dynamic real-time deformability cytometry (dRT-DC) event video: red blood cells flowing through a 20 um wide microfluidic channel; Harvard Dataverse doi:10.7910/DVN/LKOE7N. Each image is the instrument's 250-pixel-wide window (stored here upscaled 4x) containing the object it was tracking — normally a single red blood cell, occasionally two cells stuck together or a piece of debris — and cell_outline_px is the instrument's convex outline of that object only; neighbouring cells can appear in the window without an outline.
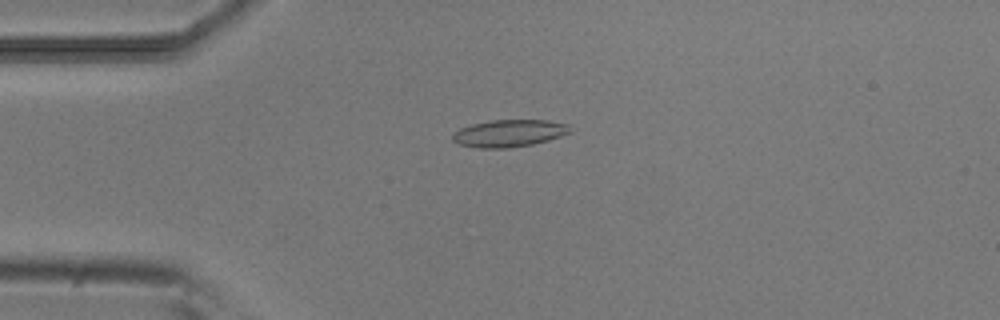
{"species": "common noctule bat (a hibernating species)", "species_latin": "Nyctalus noctula", "temperature_condition": "room temperature", "stored_images_in_passage": 53, "camera_frame_rate_fps": 3000, "um_per_image_px": 0.085, "animal": {"sex": "male", "body_mass_g": 20.5, "forearm_length_mm": 52.5}, "frame": {"image": 1, "passage_image": 13, "time_ms": 4.0, "image_size_px": [1000, 320], "cell_outline_px": [[572, 132], [548, 140], [532, 144], [508, 148], [480, 148], [460, 144], [452, 140], [452, 132], [460, 128], [472, 124], [488, 120], [548, 120], [568, 124]], "centroid_in_image_um": [43.26, 11.32], "position_along_channel_um": 41.7, "area_um2": 18.67}}
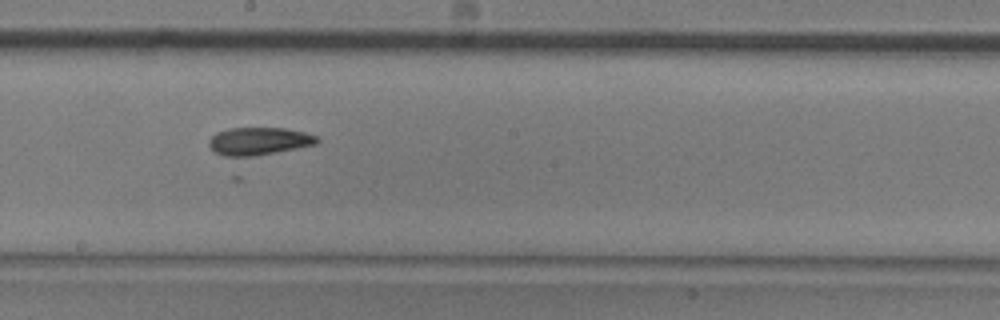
{"frame": {"image": 2, "passage_image": 29, "time_ms": 9.333, "image_size_px": [1000, 320], "cell_outline_px": [[320, 140], [316, 144], [240, 160], [232, 160], [212, 152], [208, 144], [208, 140], [216, 132], [228, 128], [284, 128], [304, 132], [320, 136]], "centroid_in_image_um": [21.92, 12.05], "position_along_channel_um": 226.3, "area_um2": 18.44}}
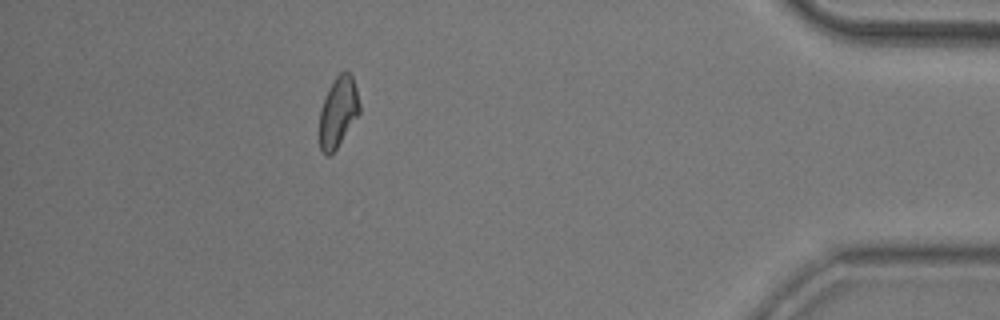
{"frame": {"image": 3, "passage_image": 47, "time_ms": 15.333, "image_size_px": [1000, 320], "cell_outline_px": [[360, 112], [336, 148], [328, 156], [324, 156], [320, 148], [320, 108], [328, 88], [336, 76], [344, 68], [352, 72], [360, 104]], "centroid_in_image_um": [28.75, 9.45], "position_along_channel_um": 406.5, "area_um2": 16.53}, "authors_computed_cell_mechanics": {"area_um2": 17.6868, "velocity_mm_per_s": 3.862, "shape_relaxation_time_tau1_ms": 6.8849, "shape_relaxation_time_tau2_ms": 4.9784, "deformation_change_tau1": 0.1559, "deformation_change_tau2": 0.1252}}